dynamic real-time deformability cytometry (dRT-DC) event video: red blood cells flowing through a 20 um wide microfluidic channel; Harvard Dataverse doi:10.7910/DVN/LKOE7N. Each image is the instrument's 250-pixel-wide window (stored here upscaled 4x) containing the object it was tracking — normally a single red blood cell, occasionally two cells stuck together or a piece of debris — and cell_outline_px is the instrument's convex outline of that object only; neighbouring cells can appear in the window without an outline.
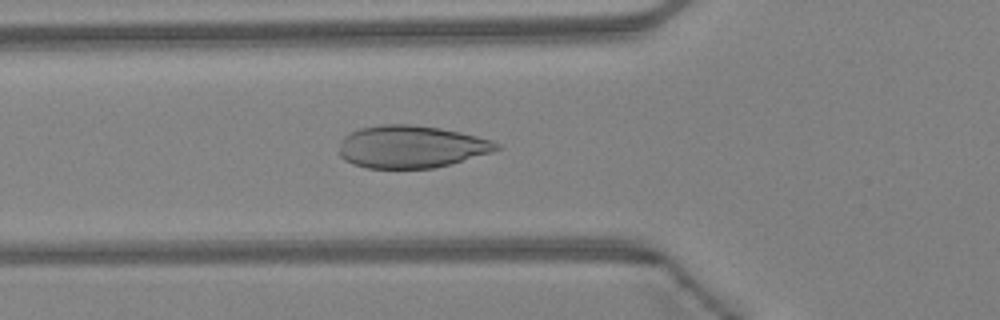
{"species": "Egyptian fruit bat (a non-hibernating species)", "species_latin": "Rousettus aegyptiacus", "temperature_condition": "warm", "stored_images_in_passage": 38, "camera_frame_rate_fps": 3000, "um_per_image_px": 0.085, "animal": {"sex": "female"}, "frame": {"image": 1, "passage_image": 8, "time_ms": 2.333, "image_size_px": [1000, 320], "cell_outline_px": [[500, 148], [492, 152], [452, 164], [432, 168], [368, 168], [352, 164], [344, 160], [340, 156], [340, 140], [344, 136], [360, 128], [380, 124], [412, 124], [440, 128], [460, 132], [492, 140], [500, 144]], "centroid_in_image_um": [34.95, 12.47], "position_along_channel_um": 90.9, "area_um2": 39.07}}
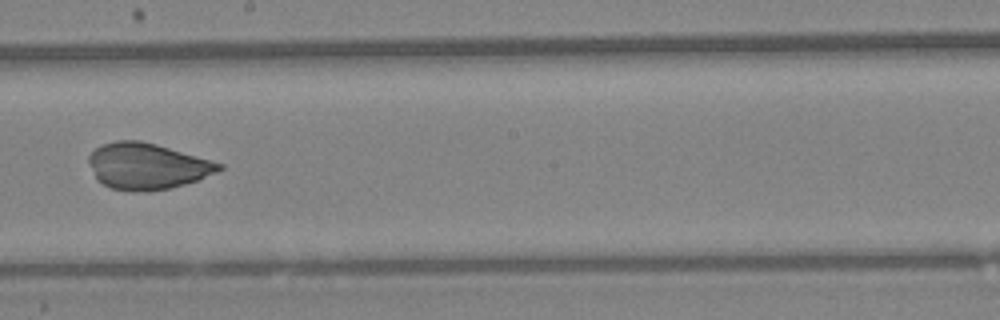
{"frame": {"image": 2, "passage_image": 18, "time_ms": 5.667, "image_size_px": [1000, 320], "cell_outline_px": [[224, 168], [216, 172], [196, 180], [184, 184], [168, 188], [148, 192], [144, 192], [112, 188], [96, 180], [88, 164], [88, 156], [100, 144], [116, 140], [140, 140], [156, 144], [224, 164]], "centroid_in_image_um": [12.46, 14.11], "position_along_channel_um": 235.7, "area_um2": 34.91}}
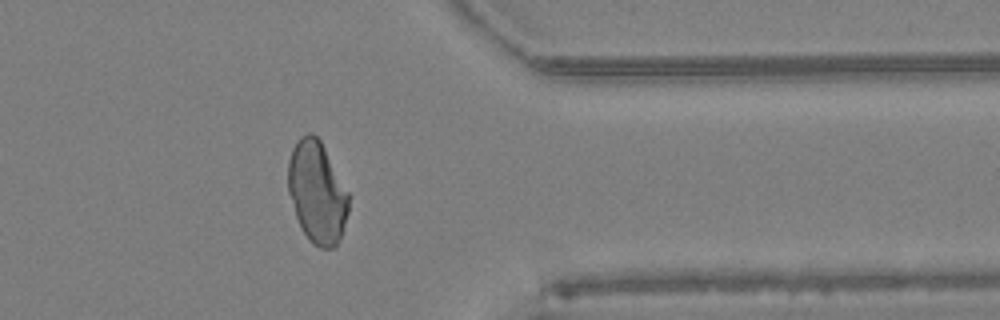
{"frame": {"image": 3, "passage_image": 29, "time_ms": 9.333, "image_size_px": [1000, 320], "cell_outline_px": [[348, 212], [336, 248], [320, 248], [312, 244], [308, 240], [296, 216], [288, 192], [288, 160], [292, 148], [296, 140], [300, 136], [308, 132], [312, 132], [320, 140], [348, 192]], "centroid_in_image_um": [26.92, 16.33], "position_along_channel_um": 384.5, "area_um2": 35.78}}